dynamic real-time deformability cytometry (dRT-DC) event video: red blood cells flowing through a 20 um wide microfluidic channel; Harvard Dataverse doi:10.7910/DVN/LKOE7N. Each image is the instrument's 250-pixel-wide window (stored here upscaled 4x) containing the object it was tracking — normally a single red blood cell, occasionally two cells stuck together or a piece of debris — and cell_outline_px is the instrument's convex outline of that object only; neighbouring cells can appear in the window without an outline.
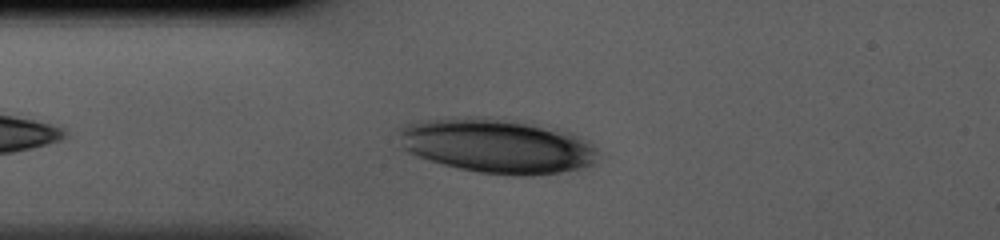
{"species": "human", "species_latin": "Homo sapiens", "temperature_condition": "cold", "stored_images_in_passage": 31, "camera_frame_rate_fps": 3000, "um_per_image_px": 0.085, "donor": {"sex": "male"}, "frame": {"image": 1, "passage_image": 4, "time_ms": 1.0, "image_size_px": [1000, 240], "cell_outline_px": [[596, 164], [584, 168], [560, 172], [532, 176], [520, 176], [476, 172], [444, 164], [416, 156], [408, 152], [404, 148], [396, 132], [396, 128], [404, 124], [420, 120], [496, 120], [528, 124], [572, 132], [588, 140], [596, 148]], "centroid_in_image_um": [42.28, 12.46], "position_along_channel_um": 42.7, "area_um2": 61.96}}
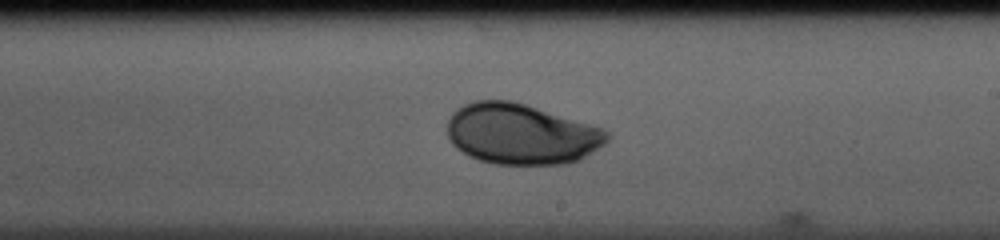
{"frame": {"image": 2, "passage_image": 19, "time_ms": 6.0, "image_size_px": [1000, 240], "cell_outline_px": [[612, 136], [604, 144], [580, 160], [568, 164], [496, 164], [480, 160], [468, 156], [456, 148], [452, 144], [448, 136], [448, 120], [452, 112], [464, 104], [476, 100], [508, 100], [524, 104], [604, 128]], "centroid_in_image_um": [44.31, 11.4], "position_along_channel_um": 244.7, "area_um2": 56.53}}
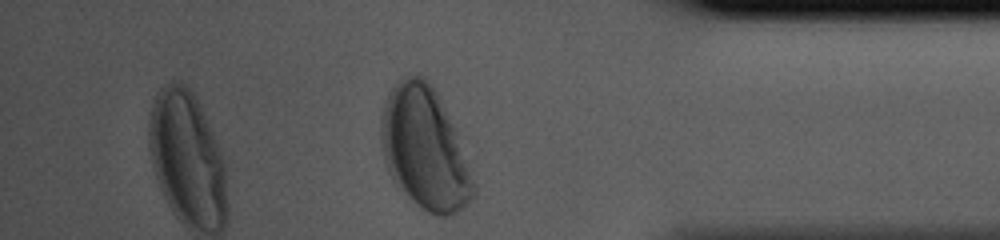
{"frame": {"image": 3, "passage_image": 31, "time_ms": 10.0, "image_size_px": [1000, 240], "cell_outline_px": [[476, 196], [464, 208], [452, 216], [436, 216], [420, 208], [392, 180], [388, 172], [384, 156], [380, 132], [380, 128], [384, 108], [388, 92], [396, 80], [408, 76], [424, 76], [432, 84], [440, 100], [452, 128], [476, 188]], "centroid_in_image_um": [36.07, 12.66], "position_along_channel_um": 399.1, "area_um2": 64.56}}